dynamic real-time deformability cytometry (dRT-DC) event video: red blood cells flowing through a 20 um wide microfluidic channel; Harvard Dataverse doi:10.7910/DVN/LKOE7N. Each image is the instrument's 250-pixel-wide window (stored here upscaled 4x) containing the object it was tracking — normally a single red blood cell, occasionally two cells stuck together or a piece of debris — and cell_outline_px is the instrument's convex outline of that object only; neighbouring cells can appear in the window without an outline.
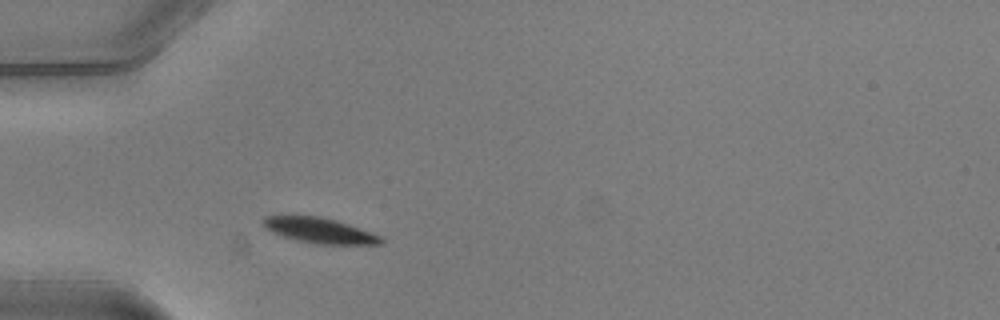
{"species": "common noctule bat (a hibernating species)", "species_latin": "Nyctalus noctula", "temperature_condition": "warm", "stored_images_in_passage": 36, "camera_frame_rate_fps": 3000, "um_per_image_px": 0.085, "animal": {"sex": "male", "body_mass_g": 20.5, "forearm_length_mm": 52.5}, "frame": {"image": 1, "passage_image": 1, "time_ms": 0.0, "image_size_px": [1000, 320], "cell_outline_px": [[384, 244], [316, 244], [296, 240], [272, 232], [264, 228], [260, 224], [260, 220], [264, 216], [320, 216], [336, 220], [372, 232], [380, 236], [384, 240]], "centroid_in_image_um": [27.13, 19.59], "position_along_channel_um": 57.9, "area_um2": 17.51}}
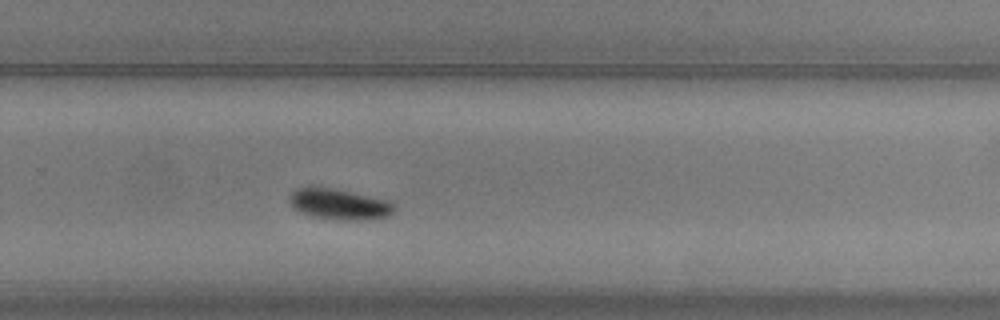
{"frame": {"image": 2, "passage_image": 20, "time_ms": 6.333, "image_size_px": [1000, 320], "cell_outline_px": [[396, 208], [388, 216], [364, 220], [356, 220], [316, 216], [300, 212], [292, 208], [288, 200], [292, 192], [296, 188], [332, 188], [388, 200]], "centroid_in_image_um": [28.83, 17.35], "position_along_channel_um": 301.0, "area_um2": 18.21}}
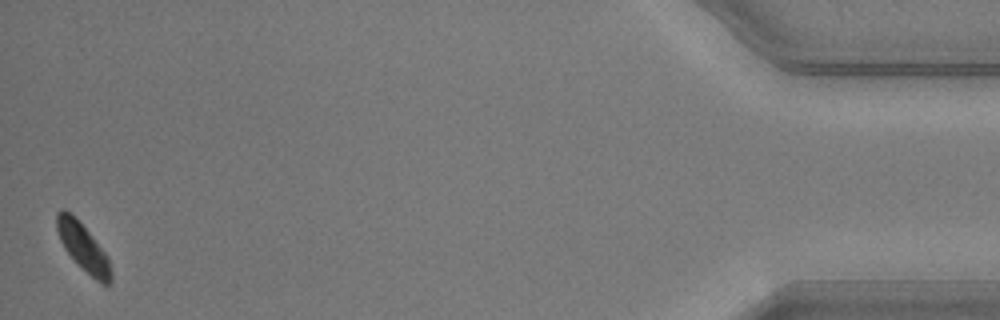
{"frame": {"image": 3, "passage_image": 36, "time_ms": 11.667, "image_size_px": [1000, 320], "cell_outline_px": [[112, 280], [108, 284], [104, 284], [96, 280], [64, 248], [60, 240], [56, 228], [56, 212], [60, 208], [64, 208], [88, 232], [104, 252], [108, 260], [112, 272]], "centroid_in_image_um": [7.04, 20.99], "position_along_channel_um": 428.2, "area_um2": 14.22}, "authors_computed_cell_mechanics": {"area_um2": 17.8313, "velocity_mm_per_s": 3.9607, "shape_relaxation_time_tau1_ms": 2.6412, "shape_relaxation_time_tau2_ms": null, "deformation_change_tau1": 0.1328, "deformation_change_tau2": null}}